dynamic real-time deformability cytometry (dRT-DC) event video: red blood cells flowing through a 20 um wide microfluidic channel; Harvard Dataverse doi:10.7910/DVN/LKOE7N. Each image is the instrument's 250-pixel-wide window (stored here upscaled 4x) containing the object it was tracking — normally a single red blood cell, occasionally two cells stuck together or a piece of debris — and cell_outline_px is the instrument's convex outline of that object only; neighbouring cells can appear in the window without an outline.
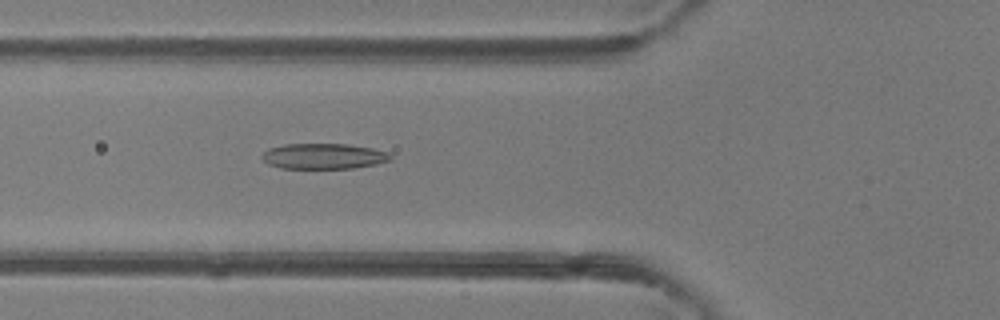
{"species": "common noctule bat (a hibernating species)", "species_latin": "Nyctalus noctula", "temperature_condition": "room temperature", "stored_images_in_passage": 43, "camera_frame_rate_fps": 3000, "um_per_image_px": 0.085, "animal": {"sex": "female"}, "frame": {"image": 1, "passage_image": 13, "time_ms": 4.0, "image_size_px": [1000, 320], "cell_outline_px": [[392, 160], [376, 164], [352, 168], [280, 168], [268, 164], [260, 156], [268, 148], [284, 144], [348, 144], [372, 148], [388, 152], [392, 156]], "centroid_in_image_um": [27.51, 13.27], "position_along_channel_um": 98.3, "area_um2": 19.19}}
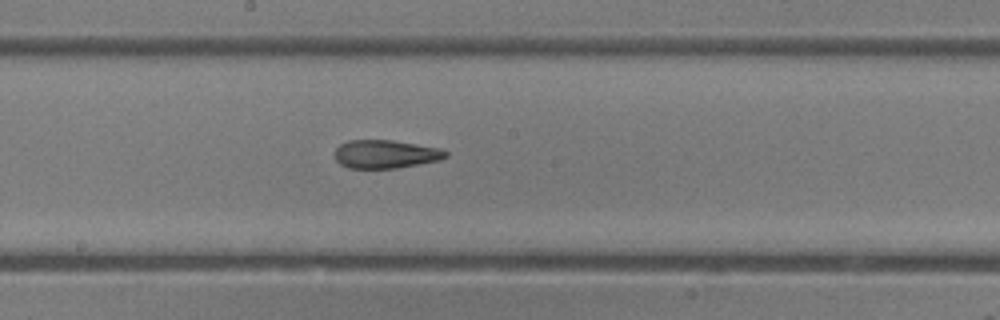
{"frame": {"image": 2, "passage_image": 21, "time_ms": 6.667, "image_size_px": [1000, 320], "cell_outline_px": [[448, 156], [440, 160], [420, 164], [396, 168], [348, 168], [340, 164], [336, 160], [336, 148], [340, 144], [348, 140], [392, 140], [440, 148], [448, 152]], "centroid_in_image_um": [32.78, 13.1], "position_along_channel_um": 215.4, "area_um2": 18.32}}
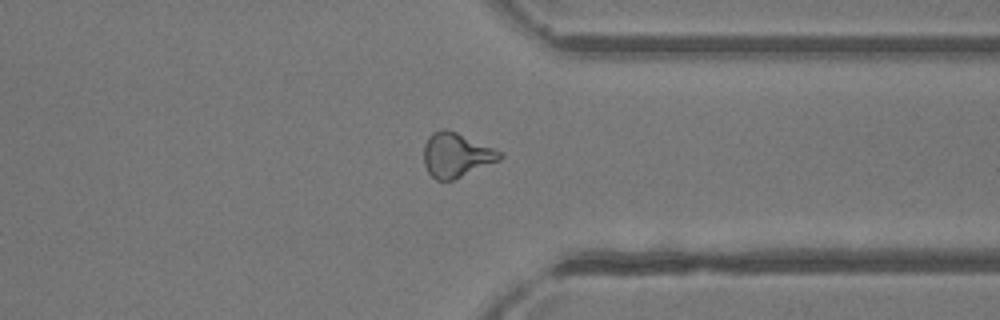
{"frame": {"image": 3, "passage_image": 32, "time_ms": 10.333, "image_size_px": [1000, 320], "cell_outline_px": [[504, 156], [500, 160], [452, 180], [436, 180], [428, 172], [424, 164], [424, 144], [428, 136], [432, 132], [444, 128], [456, 132], [504, 152]], "centroid_in_image_um": [38.78, 13.16], "position_along_channel_um": 372.6, "area_um2": 19.65}, "authors_computed_cell_mechanics": {"area_um2": 19.652, "velocity_mm_per_s": 4.3647, "shape_relaxation_time_tau1_ms": null, "shape_relaxation_time_tau2_ms": 2.1691, "deformation_change_tau1": null, "deformation_change_tau2": 0.1046}}